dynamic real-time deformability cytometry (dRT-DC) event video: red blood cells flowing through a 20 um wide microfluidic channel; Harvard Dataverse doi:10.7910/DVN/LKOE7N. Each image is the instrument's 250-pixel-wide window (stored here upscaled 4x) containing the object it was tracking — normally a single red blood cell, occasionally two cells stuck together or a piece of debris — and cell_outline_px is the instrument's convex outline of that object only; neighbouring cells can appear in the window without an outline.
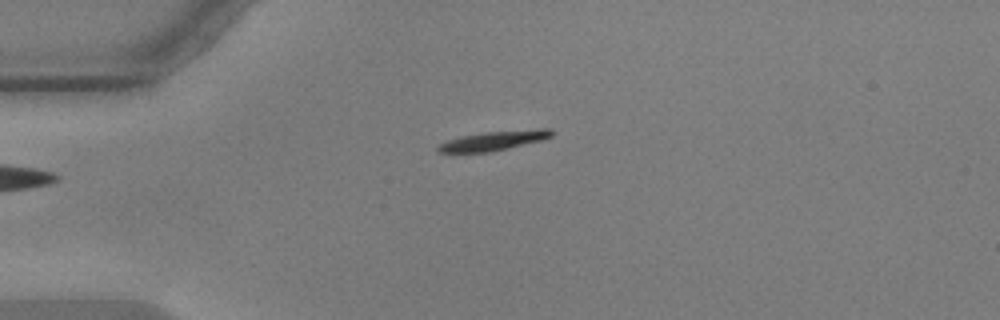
{"species": "common noctule bat (a hibernating species)", "species_latin": "Nyctalus noctula", "temperature_condition": "warm", "stored_images_in_passage": 44, "camera_frame_rate_fps": 3000, "um_per_image_px": 0.085, "animal": {"sex": "male", "body_mass_g": 17.9, "forearm_length_mm": 54.2}, "frame": {"image": 1, "passage_image": 1, "time_ms": 0.0, "image_size_px": [1000, 320], "cell_outline_px": [[552, 136], [540, 140], [508, 148], [488, 152], [440, 152], [436, 148], [440, 144], [448, 140], [460, 136], [484, 132], [540, 128], [552, 128]], "centroid_in_image_um": [41.99, 11.94], "position_along_channel_um": 43.0, "area_um2": 12.66}}
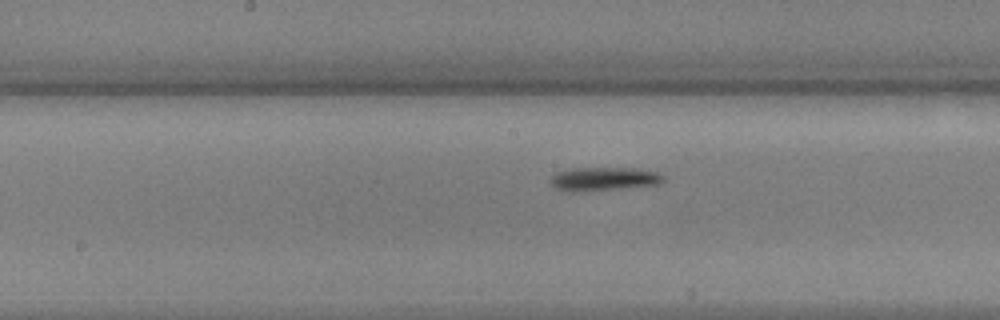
{"frame": {"image": 2, "passage_image": 16, "time_ms": 5.0, "image_size_px": [1000, 320], "cell_outline_px": [[664, 180], [660, 184], [576, 192], [572, 192], [556, 188], [548, 180], [556, 172], [572, 168], [632, 168], [656, 172], [664, 176]], "centroid_in_image_um": [51.28, 15.2], "position_along_channel_um": 196.9, "area_um2": 15.32}}
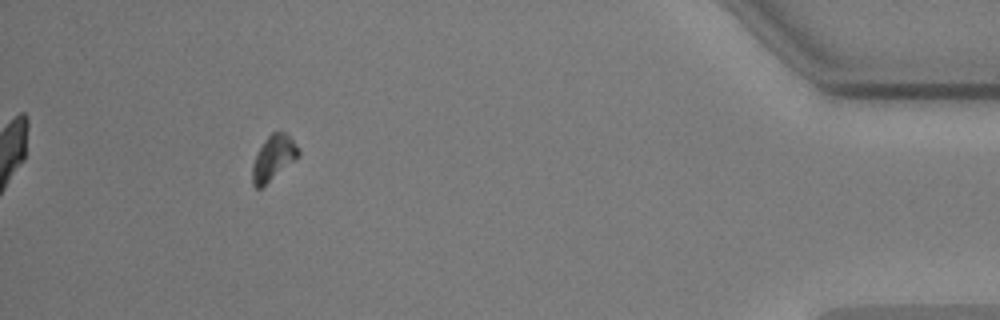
{"frame": {"image": 3, "passage_image": 39, "time_ms": 12.667, "image_size_px": [1000, 320], "cell_outline_px": [[300, 156], [260, 188], [256, 188], [252, 184], [252, 164], [256, 152], [264, 140], [272, 132], [284, 132], [300, 148]], "centroid_in_image_um": [23.23, 13.41], "position_along_channel_um": 412.0, "area_um2": 12.02}, "authors_computed_cell_mechanics": {"area_um2": 13.6119, "velocity_mm_per_s": 3.5506, "shape_relaxation_time_tau1_ms": 1.6521, "shape_relaxation_time_tau2_ms": null, "deformation_change_tau1": 0.1493, "deformation_change_tau2": null}}